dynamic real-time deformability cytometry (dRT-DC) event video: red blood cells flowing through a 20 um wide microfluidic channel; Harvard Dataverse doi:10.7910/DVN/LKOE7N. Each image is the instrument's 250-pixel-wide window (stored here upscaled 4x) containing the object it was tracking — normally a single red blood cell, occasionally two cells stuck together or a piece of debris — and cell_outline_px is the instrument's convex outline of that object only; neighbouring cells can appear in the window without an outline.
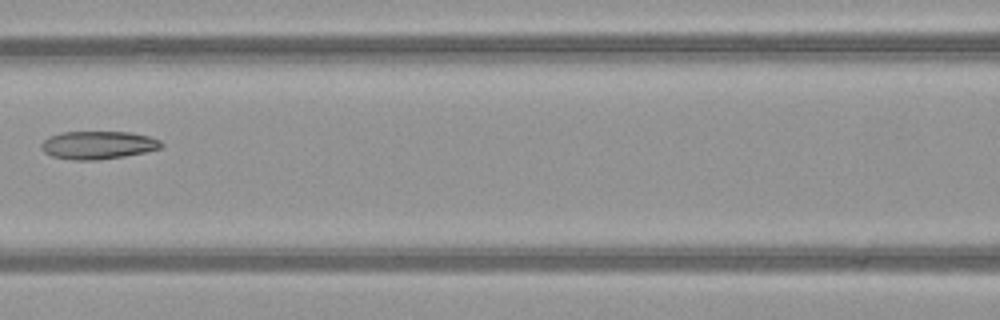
{"species": "common noctule bat (a hibernating species)", "species_latin": "Nyctalus noctula", "temperature_condition": "warm", "stored_images_in_passage": 7, "camera_frame_rate_fps": 3000, "um_per_image_px": 0.085, "animal": {"sex": "female", "body_mass_g": 21.9}, "frame": {"image": 1, "passage_image": 6, "time_ms": 1.667, "image_size_px": [1000, 320], "cell_outline_px": [[164, 144], [160, 148], [144, 152], [124, 156], [100, 160], [72, 160], [52, 156], [44, 152], [40, 148], [40, 144], [48, 136], [60, 132], [132, 132], [148, 136], [160, 140]], "centroid_in_image_um": [8.3, 12.33], "position_along_channel_um": 158.3, "area_um2": 19.71}}
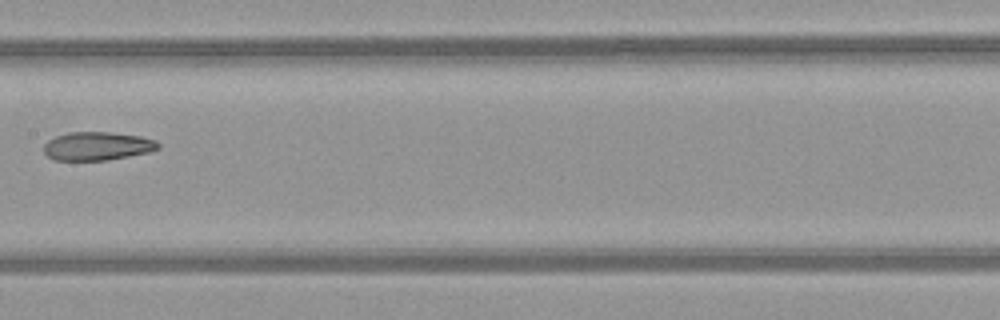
{"frame": {"image": 2, "passage_image": 7, "time_ms": 2.0, "image_size_px": [1000, 320], "cell_outline_px": [[160, 148], [148, 152], [108, 160], [52, 160], [44, 152], [44, 144], [48, 140], [56, 136], [68, 132], [108, 132], [140, 136], [156, 140], [160, 144]], "centroid_in_image_um": [8.26, 12.41], "position_along_channel_um": 199.1, "area_um2": 18.96}}